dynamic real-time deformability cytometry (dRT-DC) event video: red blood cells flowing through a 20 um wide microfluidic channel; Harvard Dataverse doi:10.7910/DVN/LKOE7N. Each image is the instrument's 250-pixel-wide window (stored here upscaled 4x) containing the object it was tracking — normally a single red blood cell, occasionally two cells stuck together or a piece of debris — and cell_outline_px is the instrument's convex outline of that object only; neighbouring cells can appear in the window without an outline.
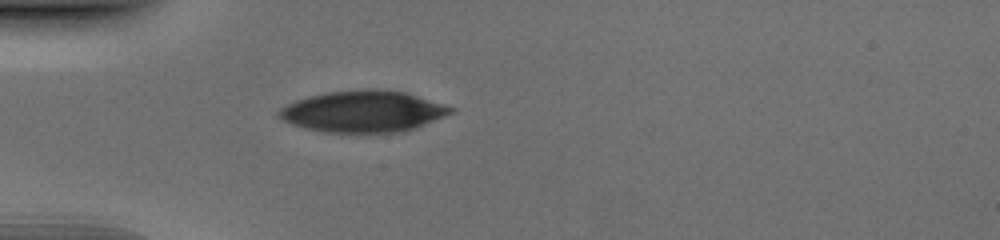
{"species": "human", "species_latin": "Homo sapiens", "temperature_condition": "cold", "stored_images_in_passage": 37, "camera_frame_rate_fps": 3000, "um_per_image_px": 0.085, "donor": {"sex": "male"}, "frame": {"image": 1, "passage_image": 1, "time_ms": 0.0, "image_size_px": [1000, 240], "cell_outline_px": [[456, 112], [404, 132], [324, 132], [304, 128], [292, 124], [276, 116], [276, 112], [280, 108], [296, 100], [308, 96], [328, 92], [368, 88], [376, 88], [404, 92], [456, 108]], "centroid_in_image_um": [30.87, 9.47], "position_along_channel_um": 54.1, "area_um2": 41.56}}
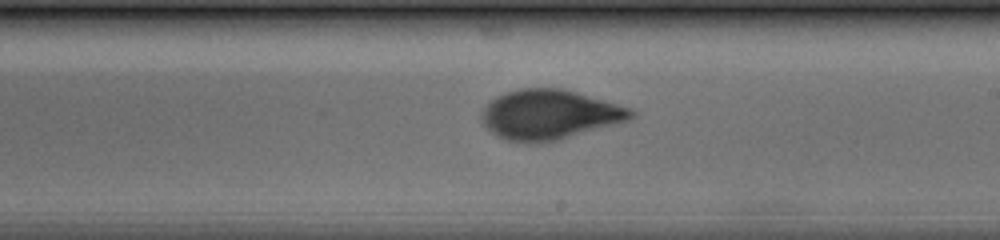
{"frame": {"image": 2, "passage_image": 16, "time_ms": 5.0, "image_size_px": [1000, 240], "cell_outline_px": [[636, 116], [628, 120], [560, 140], [532, 144], [508, 140], [496, 136], [480, 120], [480, 116], [484, 108], [496, 96], [504, 92], [520, 88], [564, 88], [632, 108], [636, 112]], "centroid_in_image_um": [46.71, 9.74], "position_along_channel_um": 242.3, "area_um2": 43.58}}
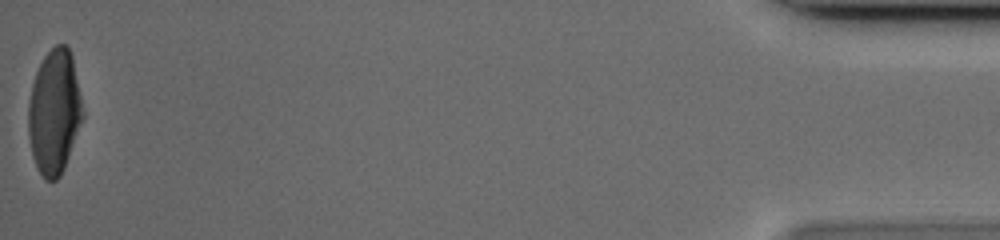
{"frame": {"image": 3, "passage_image": 37, "time_ms": 12.0, "image_size_px": [1000, 240], "cell_outline_px": [[84, 116], [64, 168], [60, 176], [56, 180], [44, 180], [36, 168], [32, 156], [28, 136], [28, 100], [32, 84], [36, 72], [44, 56], [56, 44], [64, 44], [68, 48], [72, 56], [84, 112]], "centroid_in_image_um": [4.6, 9.54], "position_along_channel_um": 430.6, "area_um2": 39.59}}